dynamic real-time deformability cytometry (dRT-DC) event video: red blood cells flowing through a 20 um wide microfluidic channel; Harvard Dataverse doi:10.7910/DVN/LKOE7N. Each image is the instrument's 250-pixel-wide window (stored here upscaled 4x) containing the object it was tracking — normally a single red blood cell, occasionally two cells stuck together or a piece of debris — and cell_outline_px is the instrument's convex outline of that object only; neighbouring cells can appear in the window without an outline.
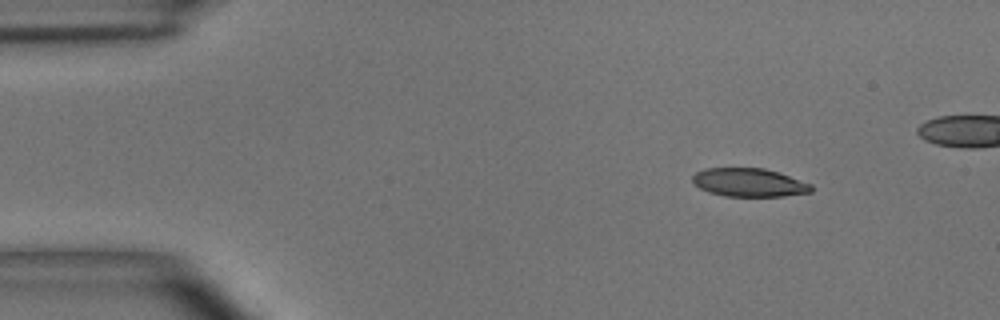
{"species": "common noctule bat (a hibernating species)", "species_latin": "Nyctalus noctula", "temperature_condition": "room temperature", "stored_images_in_passage": 7, "camera_frame_rate_fps": 3000, "um_per_image_px": 0.085, "animal": {"sex": "male", "body_mass_g": 15.6}, "frame": {"image": 1, "passage_image": 1, "time_ms": 0.0, "image_size_px": [1000, 320], "cell_outline_px": [[812, 192], [784, 196], [724, 196], [708, 192], [700, 188], [692, 180], [692, 176], [696, 172], [704, 168], [764, 168], [780, 172], [812, 184]], "centroid_in_image_um": [63.69, 15.51], "position_along_channel_um": 21.3, "area_um2": 19.77}}
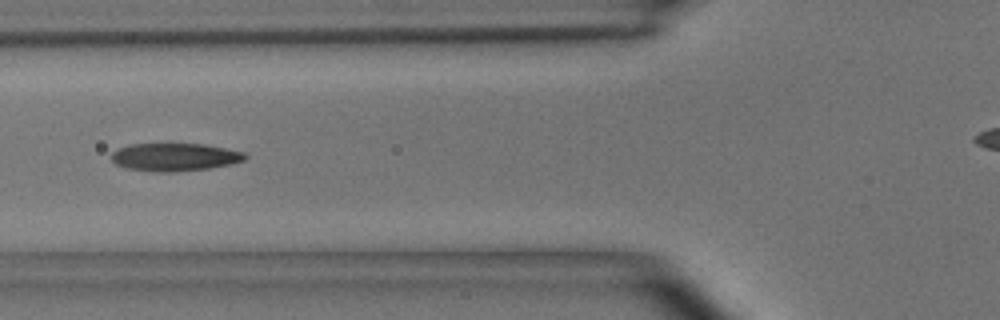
{"frame": {"image": 2, "passage_image": 4, "time_ms": 4.333, "image_size_px": [1000, 320], "cell_outline_px": [[248, 156], [244, 160], [232, 164], [208, 168], [172, 172], [156, 172], [128, 168], [116, 164], [112, 160], [112, 152], [120, 148], [132, 144], [204, 144], [244, 152]], "centroid_in_image_um": [14.88, 13.35], "position_along_channel_um": 110.9, "area_um2": 21.5}}